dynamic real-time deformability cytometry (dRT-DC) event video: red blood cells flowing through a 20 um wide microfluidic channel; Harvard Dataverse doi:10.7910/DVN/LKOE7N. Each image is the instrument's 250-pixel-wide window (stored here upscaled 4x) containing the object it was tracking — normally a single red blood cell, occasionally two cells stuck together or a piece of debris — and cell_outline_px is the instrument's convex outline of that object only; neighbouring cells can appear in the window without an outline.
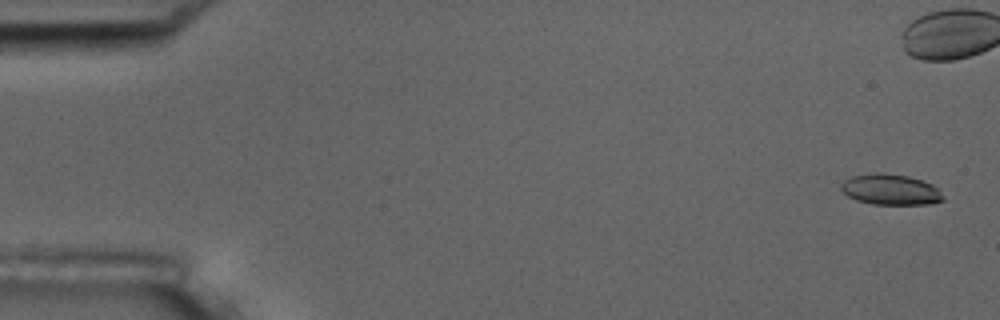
{"species": "common noctule bat (a hibernating species)", "species_latin": "Nyctalus noctula", "temperature_condition": "room temperature", "stored_images_in_passage": 16, "camera_frame_rate_fps": 3000, "um_per_image_px": 0.085, "animal": {"sex": "male", "body_mass_g": 17.5, "forearm_length_mm": 52.3}, "frame": {"image": 1, "passage_image": 1, "time_ms": 0.0, "image_size_px": [1000, 320], "cell_outline_px": [[944, 200], [932, 204], [872, 204], [856, 200], [848, 196], [840, 188], [840, 184], [844, 180], [852, 176], [872, 172], [908, 176], [932, 184], [944, 196]], "centroid_in_image_um": [75.68, 16.11], "position_along_channel_um": 9.3, "area_um2": 18.21}, "authors_computed_cell_mechanics": {"area_um2": 19.941, "velocity_mm_per_s": 3.5932, "shape_relaxation_time_tau1_ms": null, "shape_relaxation_time_tau2_ms": 2.9935, "deformation_change_tau1": null, "deformation_change_tau2": 0.0959}}